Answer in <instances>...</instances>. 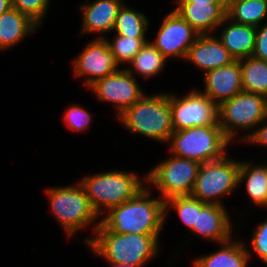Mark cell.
<instances>
[{"instance_id":"obj_1","label":"cell","mask_w":267,"mask_h":267,"mask_svg":"<svg viewBox=\"0 0 267 267\" xmlns=\"http://www.w3.org/2000/svg\"><path fill=\"white\" fill-rule=\"evenodd\" d=\"M145 187L128 201L113 206L101 223L119 234H159L164 224L165 204L162 198L148 199Z\"/></svg>"},{"instance_id":"obj_2","label":"cell","mask_w":267,"mask_h":267,"mask_svg":"<svg viewBox=\"0 0 267 267\" xmlns=\"http://www.w3.org/2000/svg\"><path fill=\"white\" fill-rule=\"evenodd\" d=\"M96 236L86 239L97 255L110 264H132L143 266L157 253L159 234H119L109 231L99 221Z\"/></svg>"},{"instance_id":"obj_3","label":"cell","mask_w":267,"mask_h":267,"mask_svg":"<svg viewBox=\"0 0 267 267\" xmlns=\"http://www.w3.org/2000/svg\"><path fill=\"white\" fill-rule=\"evenodd\" d=\"M130 133H139L157 141H168L174 132L169 95H145L120 116Z\"/></svg>"},{"instance_id":"obj_4","label":"cell","mask_w":267,"mask_h":267,"mask_svg":"<svg viewBox=\"0 0 267 267\" xmlns=\"http://www.w3.org/2000/svg\"><path fill=\"white\" fill-rule=\"evenodd\" d=\"M174 156L201 164L223 158L230 140L220 125H207L174 131L169 140Z\"/></svg>"},{"instance_id":"obj_5","label":"cell","mask_w":267,"mask_h":267,"mask_svg":"<svg viewBox=\"0 0 267 267\" xmlns=\"http://www.w3.org/2000/svg\"><path fill=\"white\" fill-rule=\"evenodd\" d=\"M138 178L131 172L115 171L84 177L80 183L93 209L99 215L102 206L109 210L133 198L142 190L143 183Z\"/></svg>"},{"instance_id":"obj_6","label":"cell","mask_w":267,"mask_h":267,"mask_svg":"<svg viewBox=\"0 0 267 267\" xmlns=\"http://www.w3.org/2000/svg\"><path fill=\"white\" fill-rule=\"evenodd\" d=\"M51 211L68 236L94 222L98 214L93 209L83 185L55 187L47 190Z\"/></svg>"},{"instance_id":"obj_7","label":"cell","mask_w":267,"mask_h":267,"mask_svg":"<svg viewBox=\"0 0 267 267\" xmlns=\"http://www.w3.org/2000/svg\"><path fill=\"white\" fill-rule=\"evenodd\" d=\"M267 120V98L260 94L241 91L218 106V124L231 141L235 129L256 127Z\"/></svg>"},{"instance_id":"obj_8","label":"cell","mask_w":267,"mask_h":267,"mask_svg":"<svg viewBox=\"0 0 267 267\" xmlns=\"http://www.w3.org/2000/svg\"><path fill=\"white\" fill-rule=\"evenodd\" d=\"M240 162L223 158L201 164L190 196L207 204L222 205L219 196L229 194L238 183ZM215 199V200H212Z\"/></svg>"},{"instance_id":"obj_9","label":"cell","mask_w":267,"mask_h":267,"mask_svg":"<svg viewBox=\"0 0 267 267\" xmlns=\"http://www.w3.org/2000/svg\"><path fill=\"white\" fill-rule=\"evenodd\" d=\"M201 163L172 156L156 166L146 176L147 182L157 187L165 202L176 196H189Z\"/></svg>"},{"instance_id":"obj_10","label":"cell","mask_w":267,"mask_h":267,"mask_svg":"<svg viewBox=\"0 0 267 267\" xmlns=\"http://www.w3.org/2000/svg\"><path fill=\"white\" fill-rule=\"evenodd\" d=\"M169 103L174 131L219 125L218 106L200 91L193 90L182 98L169 95Z\"/></svg>"},{"instance_id":"obj_11","label":"cell","mask_w":267,"mask_h":267,"mask_svg":"<svg viewBox=\"0 0 267 267\" xmlns=\"http://www.w3.org/2000/svg\"><path fill=\"white\" fill-rule=\"evenodd\" d=\"M133 74L130 69H119L89 87L101 101L115 104L120 116L144 96Z\"/></svg>"},{"instance_id":"obj_12","label":"cell","mask_w":267,"mask_h":267,"mask_svg":"<svg viewBox=\"0 0 267 267\" xmlns=\"http://www.w3.org/2000/svg\"><path fill=\"white\" fill-rule=\"evenodd\" d=\"M198 36L199 33L173 10L165 17L155 42L151 44L165 58L174 56L186 59L189 48Z\"/></svg>"},{"instance_id":"obj_13","label":"cell","mask_w":267,"mask_h":267,"mask_svg":"<svg viewBox=\"0 0 267 267\" xmlns=\"http://www.w3.org/2000/svg\"><path fill=\"white\" fill-rule=\"evenodd\" d=\"M73 63L76 76H88L86 79L88 87L119 70L114 54L104 37L91 41Z\"/></svg>"},{"instance_id":"obj_14","label":"cell","mask_w":267,"mask_h":267,"mask_svg":"<svg viewBox=\"0 0 267 267\" xmlns=\"http://www.w3.org/2000/svg\"><path fill=\"white\" fill-rule=\"evenodd\" d=\"M204 93L217 106L233 98L242 91L240 60L231 64L204 72Z\"/></svg>"},{"instance_id":"obj_15","label":"cell","mask_w":267,"mask_h":267,"mask_svg":"<svg viewBox=\"0 0 267 267\" xmlns=\"http://www.w3.org/2000/svg\"><path fill=\"white\" fill-rule=\"evenodd\" d=\"M227 214L223 205L207 204L197 199V219L192 231L218 243L228 241L232 237V225Z\"/></svg>"},{"instance_id":"obj_16","label":"cell","mask_w":267,"mask_h":267,"mask_svg":"<svg viewBox=\"0 0 267 267\" xmlns=\"http://www.w3.org/2000/svg\"><path fill=\"white\" fill-rule=\"evenodd\" d=\"M175 11L199 34H209L228 20L227 3L177 2Z\"/></svg>"},{"instance_id":"obj_17","label":"cell","mask_w":267,"mask_h":267,"mask_svg":"<svg viewBox=\"0 0 267 267\" xmlns=\"http://www.w3.org/2000/svg\"><path fill=\"white\" fill-rule=\"evenodd\" d=\"M190 62L207 72L231 64L235 59L219 38L211 33L199 34L186 56Z\"/></svg>"},{"instance_id":"obj_18","label":"cell","mask_w":267,"mask_h":267,"mask_svg":"<svg viewBox=\"0 0 267 267\" xmlns=\"http://www.w3.org/2000/svg\"><path fill=\"white\" fill-rule=\"evenodd\" d=\"M123 4L120 0H97L81 6L84 21L82 33L113 30L118 11Z\"/></svg>"},{"instance_id":"obj_19","label":"cell","mask_w":267,"mask_h":267,"mask_svg":"<svg viewBox=\"0 0 267 267\" xmlns=\"http://www.w3.org/2000/svg\"><path fill=\"white\" fill-rule=\"evenodd\" d=\"M39 26L14 7L0 15V50L12 47Z\"/></svg>"},{"instance_id":"obj_20","label":"cell","mask_w":267,"mask_h":267,"mask_svg":"<svg viewBox=\"0 0 267 267\" xmlns=\"http://www.w3.org/2000/svg\"><path fill=\"white\" fill-rule=\"evenodd\" d=\"M231 22L221 32L219 39L235 60L251 57L255 47L256 26Z\"/></svg>"},{"instance_id":"obj_21","label":"cell","mask_w":267,"mask_h":267,"mask_svg":"<svg viewBox=\"0 0 267 267\" xmlns=\"http://www.w3.org/2000/svg\"><path fill=\"white\" fill-rule=\"evenodd\" d=\"M221 245H224L222 249L215 253L197 258L195 267H246L250 255L242 242L230 239Z\"/></svg>"},{"instance_id":"obj_22","label":"cell","mask_w":267,"mask_h":267,"mask_svg":"<svg viewBox=\"0 0 267 267\" xmlns=\"http://www.w3.org/2000/svg\"><path fill=\"white\" fill-rule=\"evenodd\" d=\"M246 180V189L250 199L258 205L267 207V165L251 166L240 162L238 183Z\"/></svg>"},{"instance_id":"obj_23","label":"cell","mask_w":267,"mask_h":267,"mask_svg":"<svg viewBox=\"0 0 267 267\" xmlns=\"http://www.w3.org/2000/svg\"><path fill=\"white\" fill-rule=\"evenodd\" d=\"M226 16L236 23L260 26V22L267 16V1L227 0Z\"/></svg>"},{"instance_id":"obj_24","label":"cell","mask_w":267,"mask_h":267,"mask_svg":"<svg viewBox=\"0 0 267 267\" xmlns=\"http://www.w3.org/2000/svg\"><path fill=\"white\" fill-rule=\"evenodd\" d=\"M239 60L242 90L260 94L267 98V61L258 60L252 56Z\"/></svg>"},{"instance_id":"obj_25","label":"cell","mask_w":267,"mask_h":267,"mask_svg":"<svg viewBox=\"0 0 267 267\" xmlns=\"http://www.w3.org/2000/svg\"><path fill=\"white\" fill-rule=\"evenodd\" d=\"M148 20L142 12L122 5L118 11L113 30L117 35L130 38H145Z\"/></svg>"},{"instance_id":"obj_26","label":"cell","mask_w":267,"mask_h":267,"mask_svg":"<svg viewBox=\"0 0 267 267\" xmlns=\"http://www.w3.org/2000/svg\"><path fill=\"white\" fill-rule=\"evenodd\" d=\"M166 58L151 44L147 42L139 53L130 62L134 70L144 77L158 74L165 66Z\"/></svg>"},{"instance_id":"obj_27","label":"cell","mask_w":267,"mask_h":267,"mask_svg":"<svg viewBox=\"0 0 267 267\" xmlns=\"http://www.w3.org/2000/svg\"><path fill=\"white\" fill-rule=\"evenodd\" d=\"M106 41L109 49L114 54L118 65L122 62L130 63L132 59L139 53L142 47L148 42L145 38H130L117 34L113 43L109 42L108 40Z\"/></svg>"},{"instance_id":"obj_28","label":"cell","mask_w":267,"mask_h":267,"mask_svg":"<svg viewBox=\"0 0 267 267\" xmlns=\"http://www.w3.org/2000/svg\"><path fill=\"white\" fill-rule=\"evenodd\" d=\"M165 216L168 211V206L176 208L179 217L182 222L188 226L189 229H193L197 219V199L192 196H176L169 198L164 202ZM171 204V205H170Z\"/></svg>"},{"instance_id":"obj_29","label":"cell","mask_w":267,"mask_h":267,"mask_svg":"<svg viewBox=\"0 0 267 267\" xmlns=\"http://www.w3.org/2000/svg\"><path fill=\"white\" fill-rule=\"evenodd\" d=\"M50 0H11L12 7L28 15L38 25L42 23Z\"/></svg>"},{"instance_id":"obj_30","label":"cell","mask_w":267,"mask_h":267,"mask_svg":"<svg viewBox=\"0 0 267 267\" xmlns=\"http://www.w3.org/2000/svg\"><path fill=\"white\" fill-rule=\"evenodd\" d=\"M64 120L73 130L81 131L87 129L91 120V115L79 106H71L67 110Z\"/></svg>"},{"instance_id":"obj_31","label":"cell","mask_w":267,"mask_h":267,"mask_svg":"<svg viewBox=\"0 0 267 267\" xmlns=\"http://www.w3.org/2000/svg\"><path fill=\"white\" fill-rule=\"evenodd\" d=\"M251 242L254 252L267 265V220L261 223L254 231Z\"/></svg>"},{"instance_id":"obj_32","label":"cell","mask_w":267,"mask_h":267,"mask_svg":"<svg viewBox=\"0 0 267 267\" xmlns=\"http://www.w3.org/2000/svg\"><path fill=\"white\" fill-rule=\"evenodd\" d=\"M253 58L267 61V23L261 28L256 27Z\"/></svg>"},{"instance_id":"obj_33","label":"cell","mask_w":267,"mask_h":267,"mask_svg":"<svg viewBox=\"0 0 267 267\" xmlns=\"http://www.w3.org/2000/svg\"><path fill=\"white\" fill-rule=\"evenodd\" d=\"M242 141H250L267 146V123L260 127L258 130L251 132L248 136L244 137Z\"/></svg>"},{"instance_id":"obj_34","label":"cell","mask_w":267,"mask_h":267,"mask_svg":"<svg viewBox=\"0 0 267 267\" xmlns=\"http://www.w3.org/2000/svg\"><path fill=\"white\" fill-rule=\"evenodd\" d=\"M176 2H191V3H227V0H176Z\"/></svg>"},{"instance_id":"obj_35","label":"cell","mask_w":267,"mask_h":267,"mask_svg":"<svg viewBox=\"0 0 267 267\" xmlns=\"http://www.w3.org/2000/svg\"><path fill=\"white\" fill-rule=\"evenodd\" d=\"M12 7L11 0H0V15Z\"/></svg>"},{"instance_id":"obj_36","label":"cell","mask_w":267,"mask_h":267,"mask_svg":"<svg viewBox=\"0 0 267 267\" xmlns=\"http://www.w3.org/2000/svg\"><path fill=\"white\" fill-rule=\"evenodd\" d=\"M112 267H143L138 265H132V264H111Z\"/></svg>"}]
</instances>
